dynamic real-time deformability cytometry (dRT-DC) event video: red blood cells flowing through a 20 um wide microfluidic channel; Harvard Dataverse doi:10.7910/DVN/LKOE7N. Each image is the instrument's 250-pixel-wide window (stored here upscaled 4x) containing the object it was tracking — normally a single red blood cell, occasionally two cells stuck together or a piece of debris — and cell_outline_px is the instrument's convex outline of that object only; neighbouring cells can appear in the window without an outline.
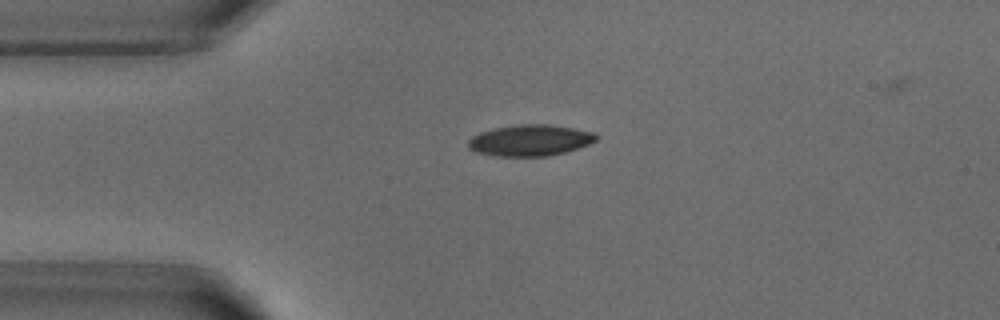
{"species": "common noctule bat (a hibernating species)", "species_latin": "Nyctalus noctula", "temperature_condition": "warm", "stored_images_in_passage": 3, "camera_frame_rate_fps": 3000, "um_per_image_px": 0.085, "animal": {"sex": "male", "body_mass_g": 18.8}, "frame": {"image": 1, "passage_image": 1, "time_ms": 0.0, "image_size_px": [1000, 320], "cell_outline_px": [[600, 136], [596, 140], [588, 144], [564, 152], [548, 156], [496, 156], [476, 152], [468, 148], [468, 140], [472, 136], [480, 132], [496, 128], [520, 124], [548, 124], [572, 128], [592, 132]], "centroid_in_image_um": [45.03, 11.93], "position_along_channel_um": 40.0, "area_um2": 23.12}}
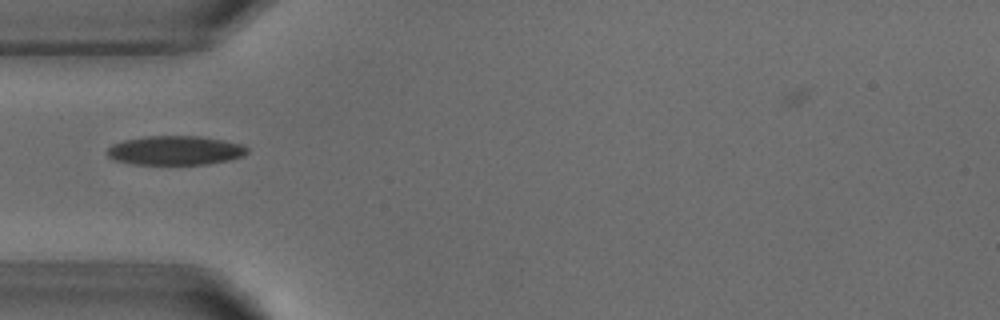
{"frame": {"image": 2, "passage_image": 2, "time_ms": 1.333, "image_size_px": [1000, 320], "cell_outline_px": [[248, 152], [244, 156], [228, 160], [208, 164], [132, 164], [112, 160], [104, 152], [112, 144], [124, 140], [144, 136], [200, 136], [240, 144], [248, 148]], "centroid_in_image_um": [14.84, 12.79], "position_along_channel_um": 70.2, "area_um2": 23.87}}